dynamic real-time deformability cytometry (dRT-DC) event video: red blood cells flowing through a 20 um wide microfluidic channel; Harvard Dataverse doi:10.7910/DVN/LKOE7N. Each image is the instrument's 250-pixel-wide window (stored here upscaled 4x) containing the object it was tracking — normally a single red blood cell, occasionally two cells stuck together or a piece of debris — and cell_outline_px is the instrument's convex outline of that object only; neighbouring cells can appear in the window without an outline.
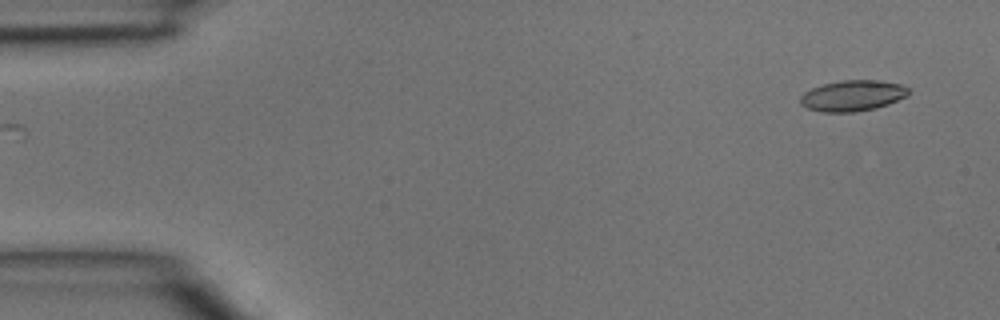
{"species": "common noctule bat (a hibernating species)", "species_latin": "Nyctalus noctula", "temperature_condition": "room temperature", "stored_images_in_passage": 2, "camera_frame_rate_fps": 3000, "um_per_image_px": 0.085, "animal": {"sex": "male", "body_mass_g": 15.6}, "frame": {"image": 1, "passage_image": 2, "time_ms": 0.333, "image_size_px": [1000, 320], "cell_outline_px": [[908, 96], [888, 104], [876, 108], [852, 112], [824, 112], [808, 108], [800, 104], [800, 96], [804, 92], [812, 88], [824, 84], [840, 80], [880, 80], [900, 84], [908, 88]], "centroid_in_image_um": [72.47, 8.13], "position_along_channel_um": 12.5, "area_um2": 19.42}}